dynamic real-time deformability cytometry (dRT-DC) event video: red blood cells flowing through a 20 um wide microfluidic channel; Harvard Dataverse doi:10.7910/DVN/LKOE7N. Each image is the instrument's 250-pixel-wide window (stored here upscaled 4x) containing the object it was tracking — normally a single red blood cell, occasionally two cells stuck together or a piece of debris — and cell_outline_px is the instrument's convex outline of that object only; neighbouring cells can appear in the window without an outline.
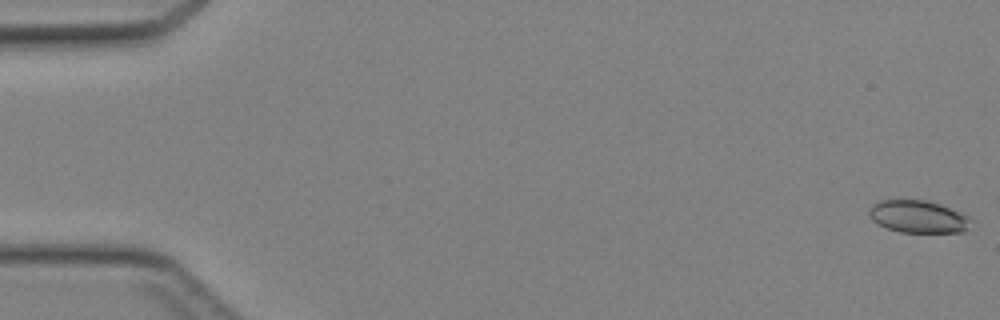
{"species": "Egyptian fruit bat (a non-hibernating species)", "species_latin": "Rousettus aegyptiacus", "temperature_condition": "cold", "stored_images_in_passage": 9, "camera_frame_rate_fps": 3000, "um_per_image_px": 0.085, "animal": {"sex": "female"}, "frame": {"image": 1, "passage_image": 1, "time_ms": 0.0, "image_size_px": [1000, 320], "cell_outline_px": [[976, 220], [964, 232], [900, 232], [888, 228], [872, 220], [868, 216], [868, 208], [872, 204], [880, 200], [928, 200], [964, 212]], "centroid_in_image_um": [78.11, 18.4], "position_along_channel_um": 6.9, "area_um2": 19.71}}